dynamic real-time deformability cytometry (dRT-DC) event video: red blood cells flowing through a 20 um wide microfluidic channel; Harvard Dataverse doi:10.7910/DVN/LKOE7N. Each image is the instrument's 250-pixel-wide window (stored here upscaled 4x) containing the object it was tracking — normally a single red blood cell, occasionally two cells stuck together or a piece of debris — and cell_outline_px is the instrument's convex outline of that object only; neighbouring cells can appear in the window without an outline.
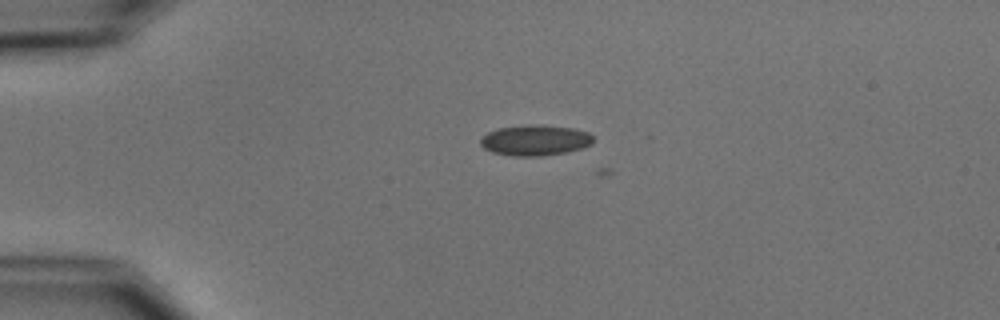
{"species": "common noctule bat (a hibernating species)", "species_latin": "Nyctalus noctula", "temperature_condition": "cold", "stored_images_in_passage": 3, "camera_frame_rate_fps": 3000, "um_per_image_px": 0.085, "animal": {"sex": "male", "body_mass_g": 15.6}, "frame": {"image": 1, "passage_image": 1, "time_ms": 0.0, "image_size_px": [1000, 320], "cell_outline_px": [[592, 144], [580, 148], [564, 152], [540, 156], [512, 156], [492, 152], [484, 148], [480, 144], [480, 140], [488, 132], [496, 128], [528, 124], [536, 124], [572, 128], [588, 132], [592, 136]], "centroid_in_image_um": [45.45, 11.91], "position_along_channel_um": 39.6, "area_um2": 20.06}}